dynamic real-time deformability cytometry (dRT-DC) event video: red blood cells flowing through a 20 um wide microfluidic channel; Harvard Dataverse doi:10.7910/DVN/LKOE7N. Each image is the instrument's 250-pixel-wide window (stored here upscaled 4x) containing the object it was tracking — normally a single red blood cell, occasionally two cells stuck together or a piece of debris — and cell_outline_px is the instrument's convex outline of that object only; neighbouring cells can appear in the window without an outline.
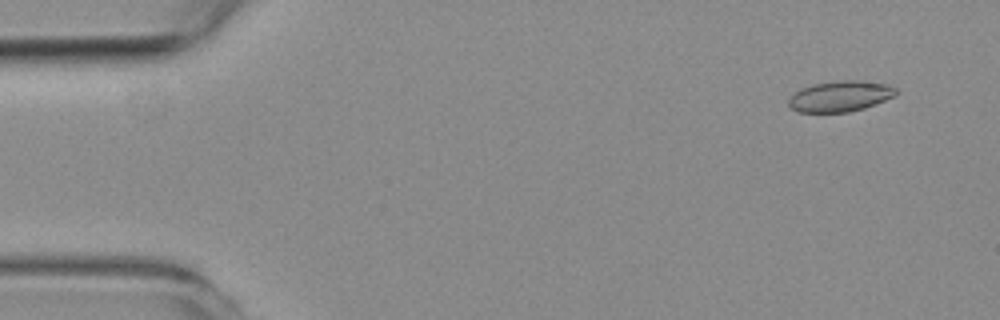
{"species": "common noctule bat (a hibernating species)", "species_latin": "Nyctalus noctula", "temperature_condition": "room temperature", "stored_images_in_passage": 55, "camera_frame_rate_fps": 3000, "um_per_image_px": 0.085, "animal": {"sex": "female", "body_mass_g": 19.3, "forearm_length_mm": 54.1}, "frame": {"image": 1, "passage_image": 4, "time_ms": 1.0, "image_size_px": [1000, 320], "cell_outline_px": [[896, 96], [876, 104], [864, 108], [848, 112], [796, 112], [788, 104], [788, 100], [800, 88], [812, 84], [844, 80], [856, 80], [888, 84], [896, 88]], "centroid_in_image_um": [71.43, 8.18], "position_along_channel_um": 13.6, "area_um2": 19.25}}
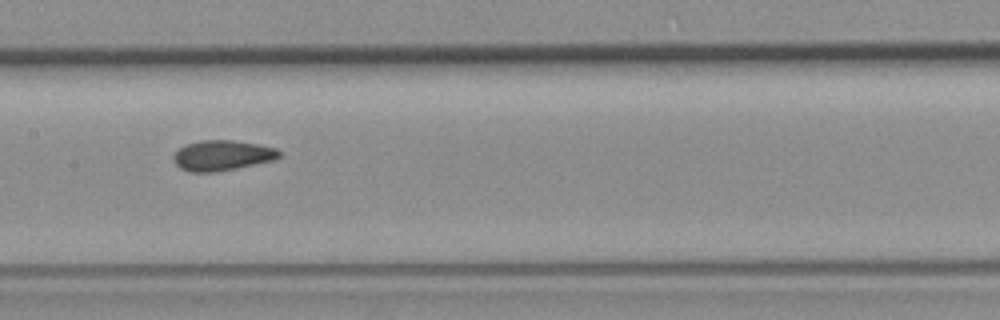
{"frame": {"image": 2, "passage_image": 27, "time_ms": 8.667, "image_size_px": [1000, 320], "cell_outline_px": [[280, 156], [272, 160], [236, 168], [216, 172], [188, 172], [180, 168], [172, 160], [172, 156], [180, 148], [188, 144], [200, 140], [232, 140], [256, 144], [276, 148], [280, 152]], "centroid_in_image_um": [18.84, 13.22], "position_along_channel_um": 188.6, "area_um2": 18.5}}
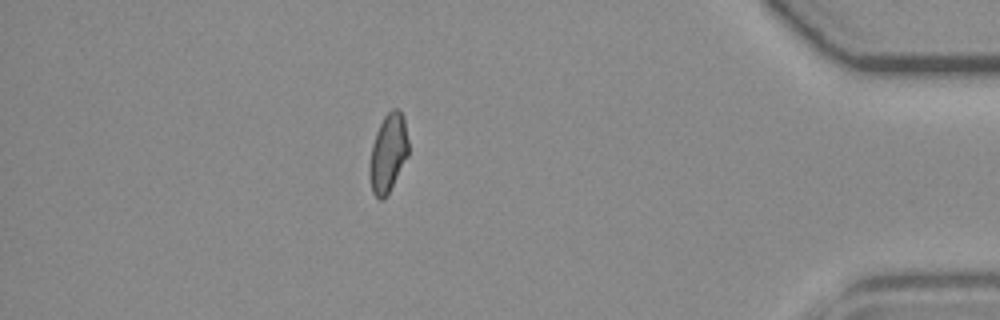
{"frame": {"image": 3, "passage_image": 48, "time_ms": 15.667, "image_size_px": [1000, 320], "cell_outline_px": [[408, 156], [384, 200], [380, 200], [372, 192], [368, 176], [368, 168], [372, 144], [376, 132], [384, 116], [392, 108], [396, 108], [404, 116], [408, 140]], "centroid_in_image_um": [32.97, 13.02], "position_along_channel_um": 402.2, "area_um2": 17.86}, "authors_computed_cell_mechanics": {"area_um2": 18.496, "velocity_mm_per_s": 3.7269, "shape_relaxation_time_tau1_ms": null, "shape_relaxation_time_tau2_ms": 2.0183, "deformation_change_tau1": null, "deformation_change_tau2": 0.0778}}